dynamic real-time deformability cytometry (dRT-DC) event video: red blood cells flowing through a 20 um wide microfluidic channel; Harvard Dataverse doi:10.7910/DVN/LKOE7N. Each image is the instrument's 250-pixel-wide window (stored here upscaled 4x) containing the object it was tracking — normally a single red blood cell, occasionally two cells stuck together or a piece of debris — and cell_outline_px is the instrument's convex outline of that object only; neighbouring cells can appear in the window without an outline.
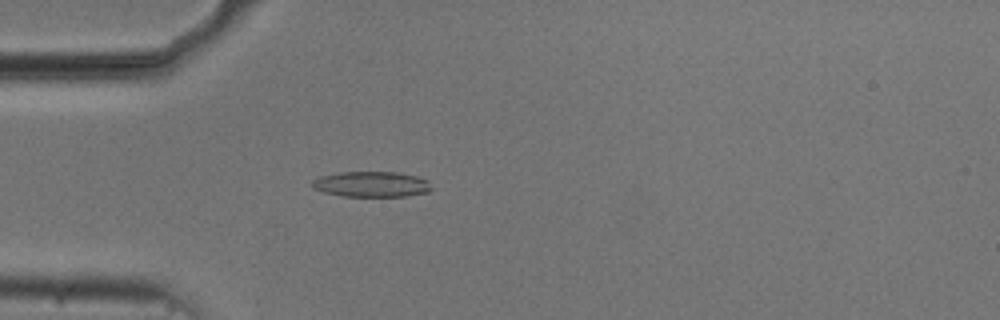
{"species": "common noctule bat (a hibernating species)", "species_latin": "Nyctalus noctula", "temperature_condition": "cold", "stored_images_in_passage": 41, "camera_frame_rate_fps": 3000, "um_per_image_px": 0.085, "animal": {"sex": "male", "body_mass_g": 20.5, "forearm_length_mm": 52.5}, "frame": {"image": 1, "passage_image": 3, "time_ms": 0.667, "image_size_px": [1000, 320], "cell_outline_px": [[432, 188], [428, 192], [408, 196], [340, 196], [324, 192], [312, 188], [312, 180], [320, 176], [336, 172], [396, 172], [416, 176], [428, 180]], "centroid_in_image_um": [31.56, 15.66], "position_along_channel_um": 53.4, "area_um2": 17.86}}
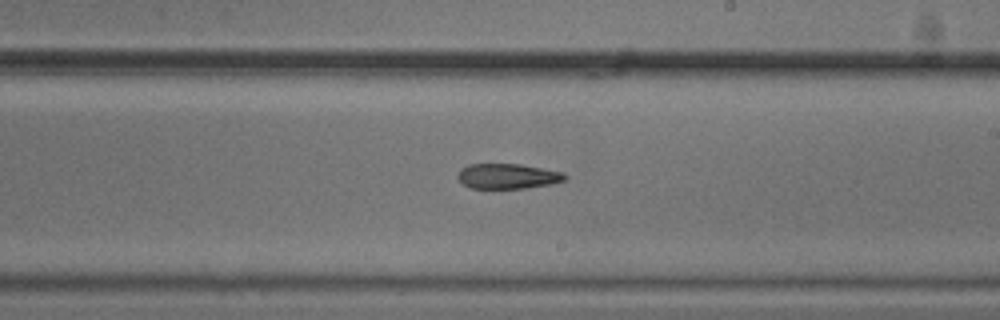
{"frame": {"image": 2, "passage_image": 19, "time_ms": 6.0, "image_size_px": [1000, 320], "cell_outline_px": [[568, 176], [564, 180], [552, 184], [528, 188], [468, 188], [456, 176], [460, 168], [468, 164], [520, 164], [564, 172]], "centroid_in_image_um": [43.15, 14.97], "position_along_channel_um": 245.8, "area_um2": 15.84}}
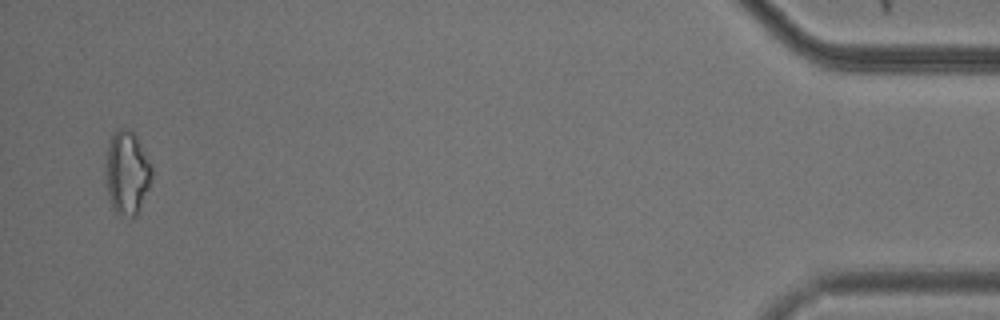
{"frame": {"image": 3, "passage_image": 40, "time_ms": 13.0, "image_size_px": [1000, 320], "cell_outline_px": [[152, 176], [148, 188], [136, 216], [128, 216], [116, 212], [112, 208], [108, 196], [104, 172], [104, 168], [108, 144], [112, 132], [116, 128], [132, 128], [152, 164]], "centroid_in_image_um": [10.77, 14.61], "position_along_channel_um": 424.4, "area_um2": 22.89}}